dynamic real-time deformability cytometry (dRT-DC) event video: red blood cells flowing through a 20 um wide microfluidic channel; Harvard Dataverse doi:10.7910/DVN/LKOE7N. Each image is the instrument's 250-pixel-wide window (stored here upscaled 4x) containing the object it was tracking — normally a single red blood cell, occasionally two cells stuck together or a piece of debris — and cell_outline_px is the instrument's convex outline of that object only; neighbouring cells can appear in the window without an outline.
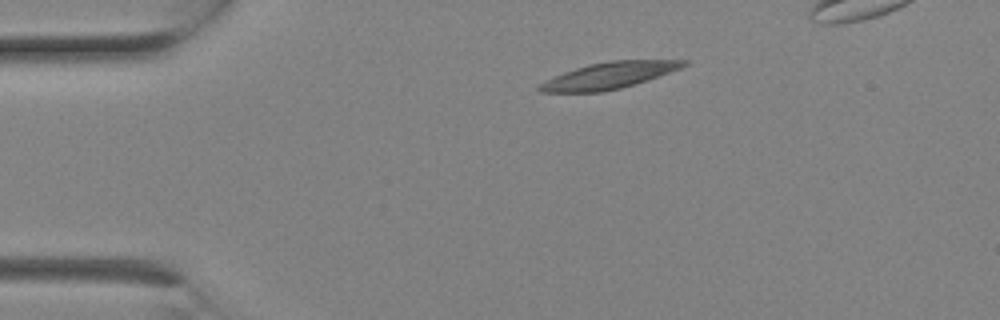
{"species": "Egyptian fruit bat (a non-hibernating species)", "species_latin": "Rousettus aegyptiacus", "temperature_condition": "room temperature", "stored_images_in_passage": 3, "camera_frame_rate_fps": 3000, "um_per_image_px": 0.085, "animal": {"sex": "female"}, "frame": {"image": 1, "passage_image": 1, "time_ms": 0.0, "image_size_px": [1000, 320], "cell_outline_px": [[688, 64], [680, 68], [636, 84], [620, 88], [600, 92], [540, 92], [536, 88], [544, 80], [564, 72], [588, 64], [612, 60], [688, 60]], "centroid_in_image_um": [51.73, 6.42], "position_along_channel_um": 33.3, "area_um2": 22.08}}